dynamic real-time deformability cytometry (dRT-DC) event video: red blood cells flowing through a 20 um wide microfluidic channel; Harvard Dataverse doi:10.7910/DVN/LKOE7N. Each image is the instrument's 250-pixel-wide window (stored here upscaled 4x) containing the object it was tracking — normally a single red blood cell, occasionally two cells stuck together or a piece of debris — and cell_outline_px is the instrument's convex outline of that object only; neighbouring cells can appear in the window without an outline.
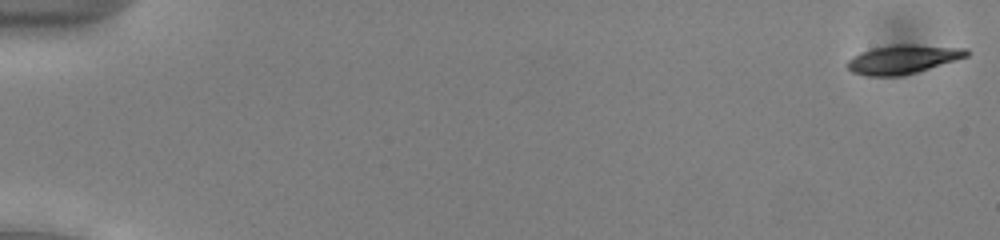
{"species": "common noctule bat (a hibernating species)", "species_latin": "Nyctalus noctula", "temperature_condition": "cold", "stored_images_in_passage": 18, "camera_frame_rate_fps": 3000, "um_per_image_px": 0.085, "animal": {"sex": "male", "body_mass_g": 13.0, "forearm_length_mm": 53.1}, "frame": {"image": 1, "passage_image": 1, "time_ms": 0.0, "image_size_px": [1000, 240], "cell_outline_px": [[968, 56], [956, 60], [916, 72], [900, 76], [868, 76], [852, 72], [844, 64], [852, 56], [876, 48], [896, 44], [912, 44], [968, 48]], "centroid_in_image_um": [76.74, 5.04], "position_along_channel_um": 8.3, "area_um2": 19.88}}